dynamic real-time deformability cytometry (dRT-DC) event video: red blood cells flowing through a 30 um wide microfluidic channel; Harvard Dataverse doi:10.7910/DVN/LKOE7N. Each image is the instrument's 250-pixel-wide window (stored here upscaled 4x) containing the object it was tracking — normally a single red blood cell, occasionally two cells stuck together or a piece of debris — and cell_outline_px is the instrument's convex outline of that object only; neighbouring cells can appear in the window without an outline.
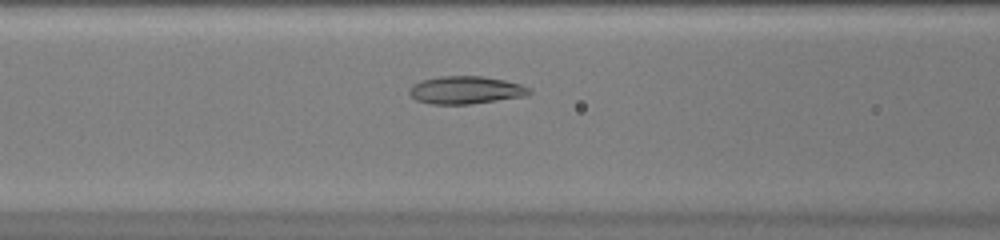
{"species": "common noctule bat (a hibernating species)", "species_latin": "Nyctalus noctula", "temperature_condition": "warm", "stored_images_in_passage": 43, "camera_frame_rate_fps": 3000, "um_per_image_px": 0.085, "animal": {"sex": "female", "body_mass_g": 20.0, "forearm_length_mm": 54.0}, "frame": {"image": 1, "passage_image": 14, "time_ms": 4.333, "image_size_px": [1000, 240], "cell_outline_px": [[532, 92], [524, 96], [468, 104], [432, 104], [416, 100], [408, 92], [408, 88], [412, 84], [420, 80], [440, 76], [484, 76], [504, 80], [520, 84], [532, 88]], "centroid_in_image_um": [39.56, 7.64], "position_along_channel_um": 127.0, "area_um2": 19.42}}
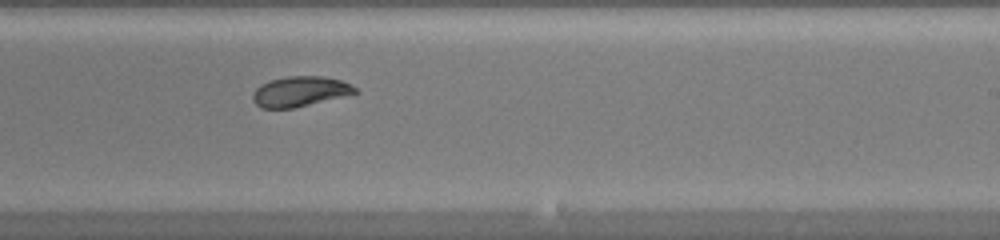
{"frame": {"image": 2, "passage_image": 24, "time_ms": 7.667, "image_size_px": [1000, 240], "cell_outline_px": [[360, 92], [352, 96], [292, 108], [260, 108], [252, 100], [252, 92], [260, 84], [268, 80], [288, 76], [324, 76], [340, 80], [352, 84]], "centroid_in_image_um": [25.55, 7.78], "position_along_channel_um": 263.4, "area_um2": 18.55}}
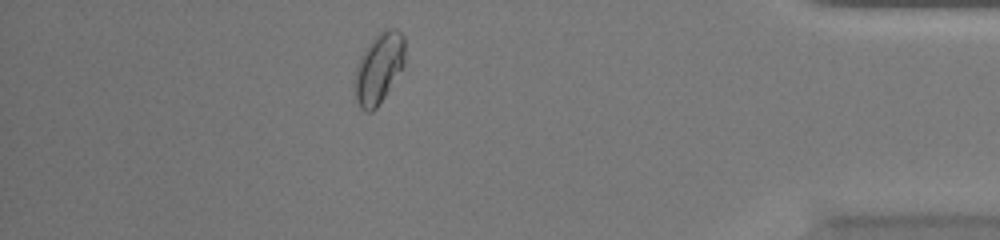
{"frame": {"image": 3, "passage_image": 37, "time_ms": 12.0, "image_size_px": [1000, 240], "cell_outline_px": [[404, 64], [384, 96], [376, 108], [372, 112], [364, 112], [360, 108], [356, 100], [356, 64], [364, 48], [376, 36], [388, 28], [396, 28], [404, 36]], "centroid_in_image_um": [32.19, 5.79], "position_along_channel_um": 403.0, "area_um2": 20.17}}